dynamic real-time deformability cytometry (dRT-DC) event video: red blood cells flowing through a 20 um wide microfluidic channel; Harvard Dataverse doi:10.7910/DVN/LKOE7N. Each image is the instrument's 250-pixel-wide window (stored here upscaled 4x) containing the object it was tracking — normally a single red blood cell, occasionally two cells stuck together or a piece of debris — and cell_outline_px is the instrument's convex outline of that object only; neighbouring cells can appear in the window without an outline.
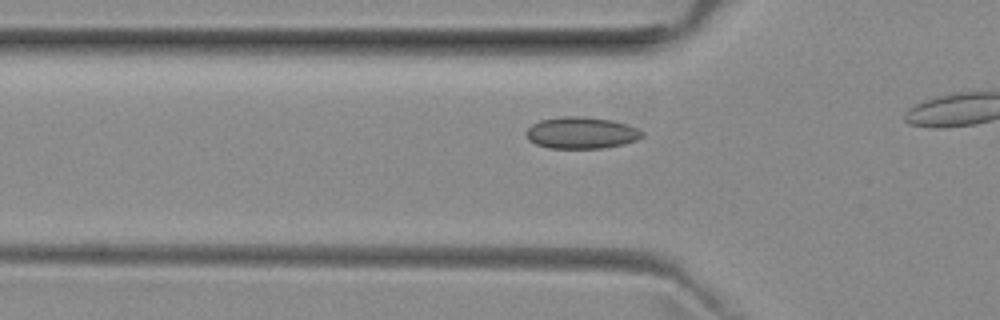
{"species": "common noctule bat (a hibernating species)", "species_latin": "Nyctalus noctula", "temperature_condition": "room temperature", "stored_images_in_passage": 8, "camera_frame_rate_fps": 3000, "um_per_image_px": 0.085, "animal": {"sex": "female", "body_mass_g": 29.2, "forearm_length_mm": 56.3}, "frame": {"image": 1, "passage_image": 3, "time_ms": 0.667, "image_size_px": [1000, 320], "cell_outline_px": [[644, 136], [636, 140], [624, 144], [600, 148], [548, 148], [536, 144], [528, 140], [524, 132], [532, 124], [540, 120], [564, 116], [584, 116], [612, 120], [628, 124], [644, 132]], "centroid_in_image_um": [49.4, 11.28], "position_along_channel_um": 76.4, "area_um2": 21.56}}
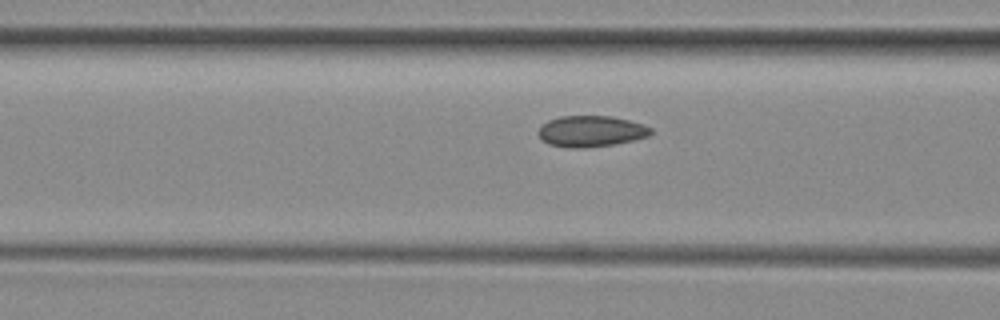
{"frame": {"image": 2, "passage_image": 6, "time_ms": 1.667, "image_size_px": [1000, 320], "cell_outline_px": [[652, 132], [648, 136], [632, 140], [612, 144], [580, 148], [568, 148], [548, 144], [540, 140], [536, 132], [548, 120], [560, 116], [612, 116], [644, 124], [652, 128]], "centroid_in_image_um": [50.19, 11.15], "position_along_channel_um": 116.4, "area_um2": 20.4}}